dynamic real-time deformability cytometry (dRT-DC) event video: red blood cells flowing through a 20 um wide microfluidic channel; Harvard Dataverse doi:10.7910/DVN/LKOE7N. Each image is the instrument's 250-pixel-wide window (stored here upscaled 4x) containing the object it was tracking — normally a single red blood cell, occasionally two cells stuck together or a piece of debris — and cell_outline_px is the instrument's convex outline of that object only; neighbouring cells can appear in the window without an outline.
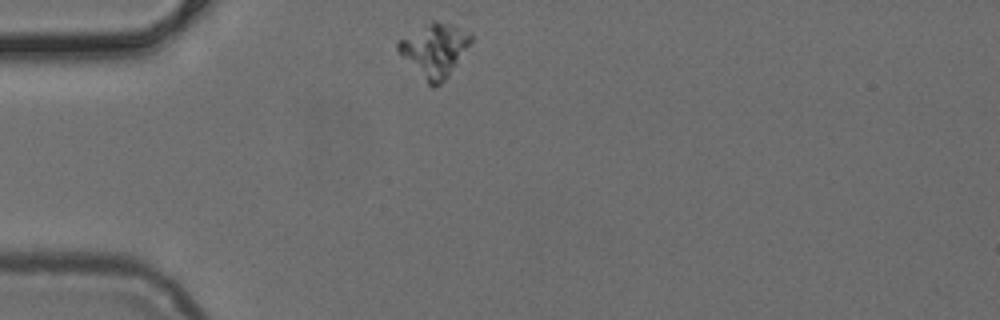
{"species": "common noctule bat (a hibernating species)", "species_latin": "Nyctalus noctula", "temperature_condition": "cold", "stored_images_in_passage": 18, "camera_frame_rate_fps": 3000, "um_per_image_px": 0.085, "animal": {"sex": "female", "body_mass_g": 24.6, "forearm_length_mm": 56.2}, "frame": {"image": 1, "passage_image": 1, "time_ms": 0.0, "image_size_px": [1000, 320], "cell_outline_px": [[472, 40], [448, 76], [440, 84], [432, 88], [428, 84], [396, 48], [396, 44], [400, 40], [432, 20], [436, 20], [452, 24], [472, 32]], "centroid_in_image_um": [36.97, 4.23], "position_along_channel_um": 48.0, "area_um2": 22.08}}
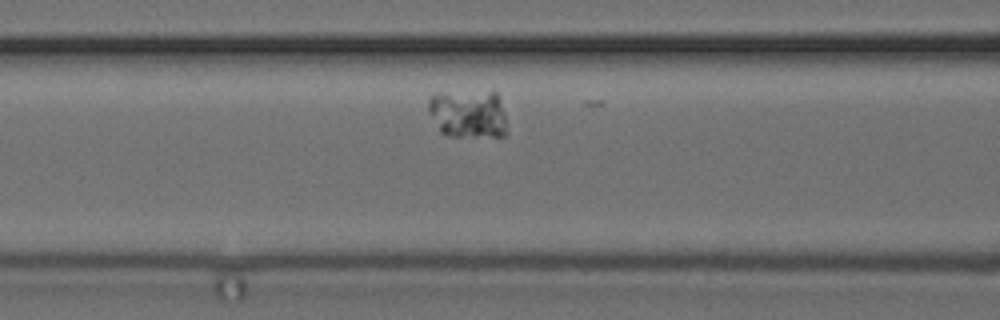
{"frame": {"image": 2, "passage_image": 9, "time_ms": 2.667, "image_size_px": [1000, 320], "cell_outline_px": [[508, 132], [504, 136], [448, 136], [440, 132], [428, 112], [428, 96], [436, 92], [492, 88], [500, 96], [504, 112]], "centroid_in_image_um": [39.81, 9.6], "position_along_channel_um": 126.8, "area_um2": 23.52}}
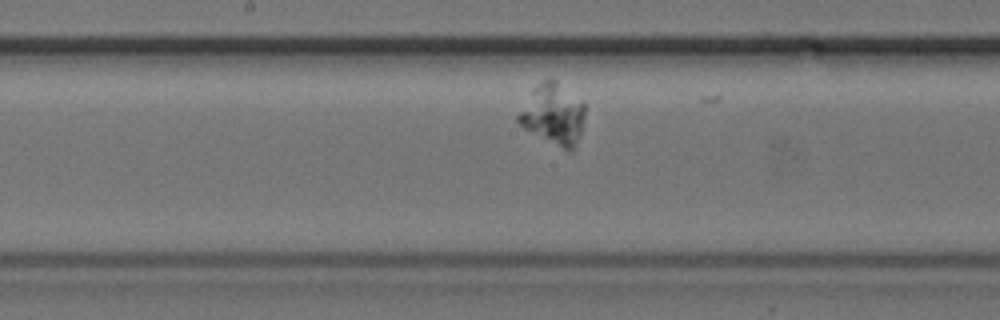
{"frame": {"image": 3, "passage_image": 15, "time_ms": 4.667, "image_size_px": [1000, 320], "cell_outline_px": [[584, 116], [576, 148], [572, 152], [568, 152], [524, 128], [516, 120], [516, 116], [532, 88], [536, 84], [548, 76], [552, 76], [584, 104]], "centroid_in_image_um": [47.0, 9.69], "position_along_channel_um": 201.2, "area_um2": 23.81}}